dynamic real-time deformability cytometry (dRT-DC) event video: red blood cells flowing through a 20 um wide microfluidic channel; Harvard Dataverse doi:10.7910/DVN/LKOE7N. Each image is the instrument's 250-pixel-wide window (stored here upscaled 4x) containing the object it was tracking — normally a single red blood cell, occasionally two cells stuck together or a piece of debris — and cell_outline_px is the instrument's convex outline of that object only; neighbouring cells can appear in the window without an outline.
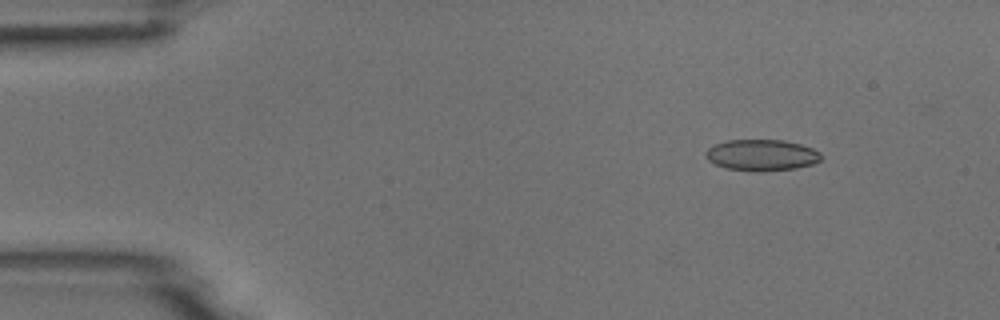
{"species": "common noctule bat (a hibernating species)", "species_latin": "Nyctalus noctula", "temperature_condition": "room temperature", "stored_images_in_passage": 53, "camera_frame_rate_fps": 3000, "um_per_image_px": 0.085, "animal": {"sex": "male", "body_mass_g": 18.8}, "frame": {"image": 1, "passage_image": 7, "time_ms": 2.0, "image_size_px": [1000, 320], "cell_outline_px": [[820, 160], [812, 164], [796, 168], [760, 172], [756, 172], [728, 168], [716, 164], [708, 160], [704, 156], [708, 148], [712, 144], [728, 140], [784, 140], [800, 144], [812, 148], [820, 152]], "centroid_in_image_um": [64.72, 13.18], "position_along_channel_um": 20.3, "area_um2": 21.04}}
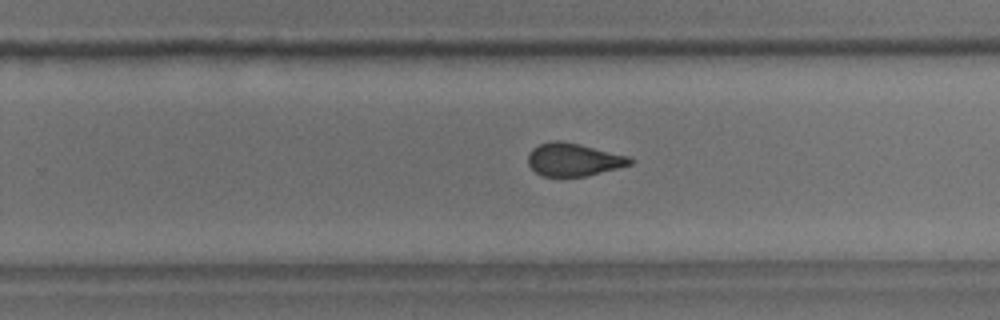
{"frame": {"image": 2, "passage_image": 34, "time_ms": 11.0, "image_size_px": [1000, 320], "cell_outline_px": [[632, 164], [588, 176], [544, 176], [536, 172], [528, 164], [528, 152], [532, 148], [540, 144], [552, 140], [560, 140], [580, 144], [628, 156], [632, 160]], "centroid_in_image_um": [48.72, 13.56], "position_along_channel_um": 281.1, "area_um2": 19.48}}
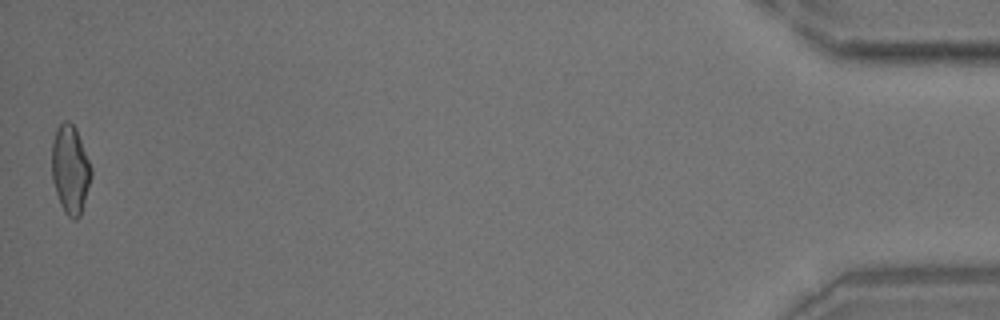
{"frame": {"image": 3, "passage_image": 53, "time_ms": 17.333, "image_size_px": [1000, 320], "cell_outline_px": [[92, 176], [80, 216], [76, 220], [72, 220], [64, 212], [60, 204], [52, 180], [52, 140], [56, 128], [64, 120], [68, 120], [76, 128], [92, 168]], "centroid_in_image_um": [5.97, 14.4], "position_along_channel_um": 429.2, "area_um2": 20.46}}